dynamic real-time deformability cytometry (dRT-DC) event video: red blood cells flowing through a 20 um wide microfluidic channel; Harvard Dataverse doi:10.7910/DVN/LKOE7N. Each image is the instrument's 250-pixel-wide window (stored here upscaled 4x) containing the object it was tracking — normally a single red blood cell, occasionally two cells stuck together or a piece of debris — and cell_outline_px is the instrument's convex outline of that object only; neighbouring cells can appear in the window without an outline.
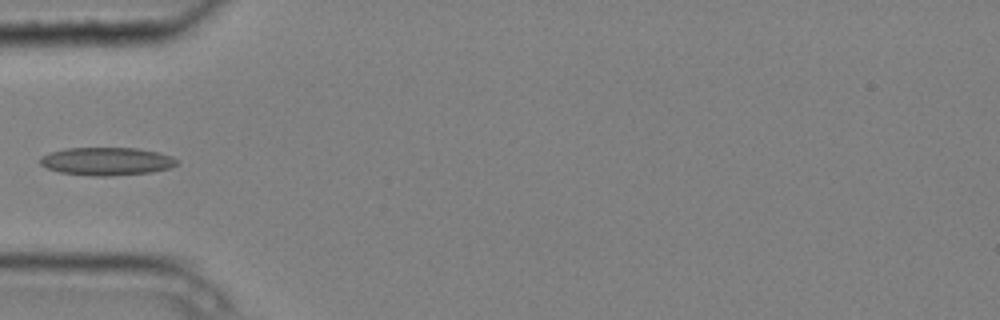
{"species": "common noctule bat (a hibernating species)", "species_latin": "Nyctalus noctula", "temperature_condition": "cold", "stored_images_in_passage": 4, "camera_frame_rate_fps": 3000, "um_per_image_px": 0.085, "animal": {"sex": "male", "body_mass_g": 20.4}, "frame": {"image": 1, "passage_image": 4, "time_ms": 1.0, "image_size_px": [1000, 320], "cell_outline_px": [[180, 160], [176, 164], [168, 168], [152, 172], [108, 176], [92, 176], [60, 172], [48, 168], [40, 164], [40, 156], [64, 148], [136, 148], [160, 152], [172, 156]], "centroid_in_image_um": [9.08, 13.7], "position_along_channel_um": 75.9, "area_um2": 22.31}}